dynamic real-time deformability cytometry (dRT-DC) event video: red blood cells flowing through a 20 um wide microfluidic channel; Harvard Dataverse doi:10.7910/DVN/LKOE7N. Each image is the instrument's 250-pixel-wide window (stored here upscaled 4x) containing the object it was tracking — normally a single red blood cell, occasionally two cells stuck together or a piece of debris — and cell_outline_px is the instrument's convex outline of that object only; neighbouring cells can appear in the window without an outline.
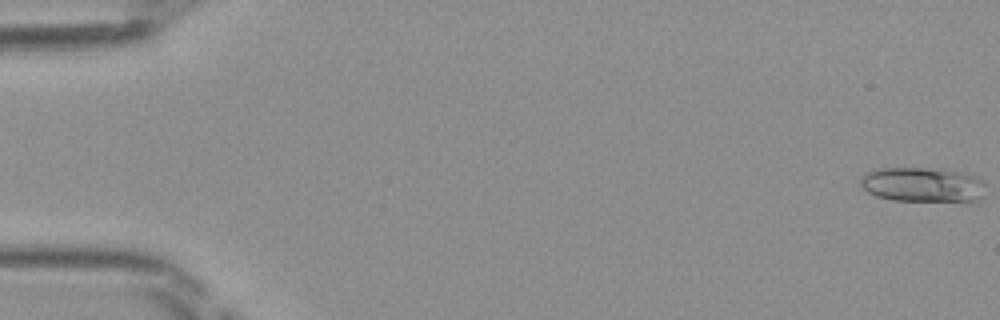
{"species": "Egyptian fruit bat (a non-hibernating species)", "species_latin": "Rousettus aegyptiacus", "temperature_condition": "room temperature", "stored_images_in_passage": 13, "camera_frame_rate_fps": 3000, "um_per_image_px": 0.085, "frame": {"image": 1, "passage_image": 1, "time_ms": 0.0, "image_size_px": [1000, 320], "cell_outline_px": [[984, 196], [976, 200], [892, 200], [876, 196], [868, 192], [860, 184], [860, 180], [864, 172], [876, 168], [944, 168], [960, 172], [972, 176], [980, 180], [984, 184]], "centroid_in_image_um": [78.36, 15.67], "position_along_channel_um": 6.6, "area_um2": 25.14}}